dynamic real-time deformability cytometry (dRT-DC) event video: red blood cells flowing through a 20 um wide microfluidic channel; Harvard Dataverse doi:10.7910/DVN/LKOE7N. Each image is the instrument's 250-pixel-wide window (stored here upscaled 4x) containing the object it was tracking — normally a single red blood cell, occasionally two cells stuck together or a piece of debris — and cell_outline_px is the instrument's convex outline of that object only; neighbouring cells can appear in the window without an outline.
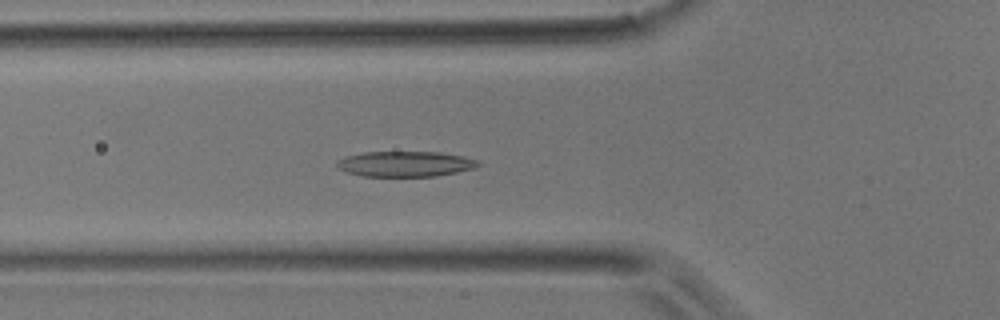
{"species": "common noctule bat (a hibernating species)", "species_latin": "Nyctalus noctula", "temperature_condition": "room temperature", "stored_images_in_passage": 45, "camera_frame_rate_fps": 3000, "um_per_image_px": 0.085, "animal": {"sex": "male", "body_mass_g": 17.9}, "frame": {"image": 1, "passage_image": 15, "time_ms": 4.667, "image_size_px": [1000, 320], "cell_outline_px": [[480, 164], [476, 168], [436, 176], [364, 176], [348, 172], [336, 168], [336, 160], [344, 156], [364, 152], [440, 152], [464, 156], [476, 160]], "centroid_in_image_um": [34.42, 13.93], "position_along_channel_um": 91.4, "area_um2": 20.98}}
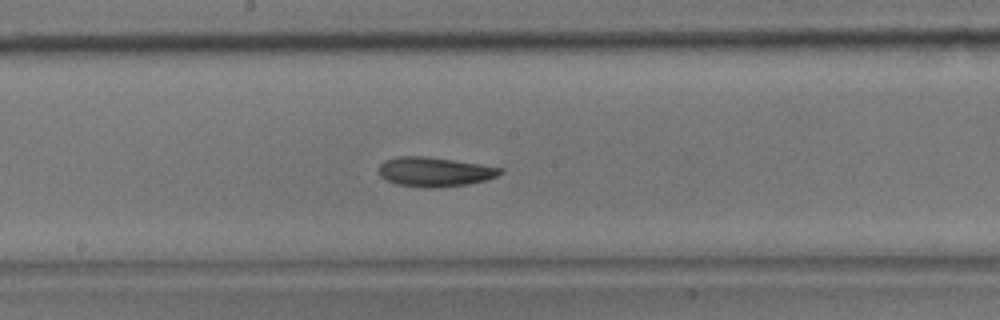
{"frame": {"image": 2, "passage_image": 23, "time_ms": 7.333, "image_size_px": [1000, 320], "cell_outline_px": [[504, 172], [496, 176], [484, 180], [468, 184], [432, 188], [424, 188], [396, 184], [380, 176], [380, 164], [384, 160], [396, 156], [420, 156], [452, 160], [480, 164], [504, 168]], "centroid_in_image_um": [36.94, 14.6], "position_along_channel_um": 211.3, "area_um2": 20.69}}
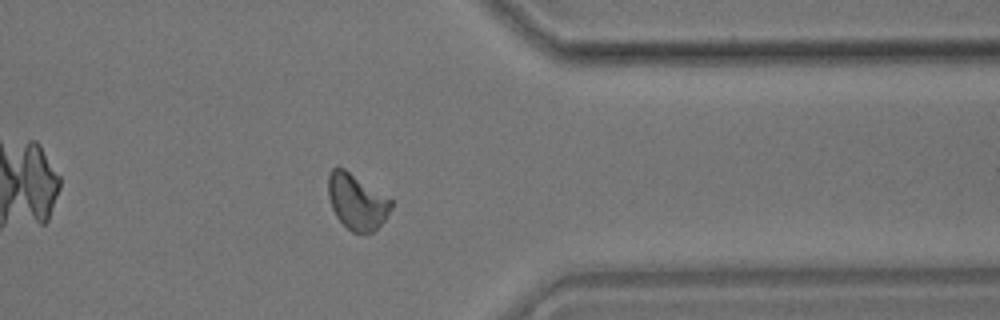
{"frame": {"image": 3, "passage_image": 35, "time_ms": 11.333, "image_size_px": [1000, 320], "cell_outline_px": [[392, 208], [384, 220], [372, 232], [352, 232], [336, 216], [332, 208], [328, 196], [328, 176], [332, 168], [344, 168], [392, 200]], "centroid_in_image_um": [30.32, 17.13], "position_along_channel_um": 381.1, "area_um2": 20.0}}